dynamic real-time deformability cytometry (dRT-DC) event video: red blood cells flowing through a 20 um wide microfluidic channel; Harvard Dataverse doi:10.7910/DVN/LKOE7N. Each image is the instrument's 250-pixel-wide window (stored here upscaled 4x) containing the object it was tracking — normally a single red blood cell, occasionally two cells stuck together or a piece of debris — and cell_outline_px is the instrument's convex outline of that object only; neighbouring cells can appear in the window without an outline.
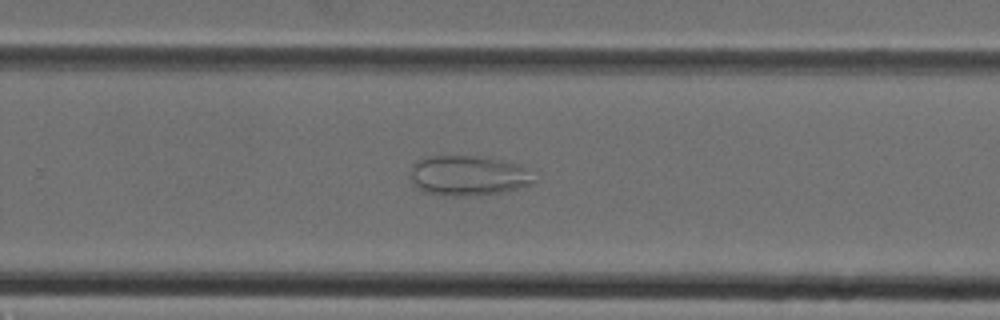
{"species": "Egyptian fruit bat (a non-hibernating species)", "species_latin": "Rousettus aegyptiacus", "temperature_condition": "cold", "stored_images_in_passage": 34, "camera_frame_rate_fps": 3000, "um_per_image_px": 0.085, "animal": {"sex": "female"}, "frame": {"image": 1, "passage_image": 22, "time_ms": 7.0, "image_size_px": [1000, 320], "cell_outline_px": [[536, 184], [500, 192], [476, 196], [440, 196], [420, 192], [416, 188], [412, 180], [412, 164], [428, 156], [476, 156], [500, 160], [520, 164], [536, 180]], "centroid_in_image_um": [39.78, 14.95], "position_along_channel_um": 290.0, "area_um2": 29.07}}
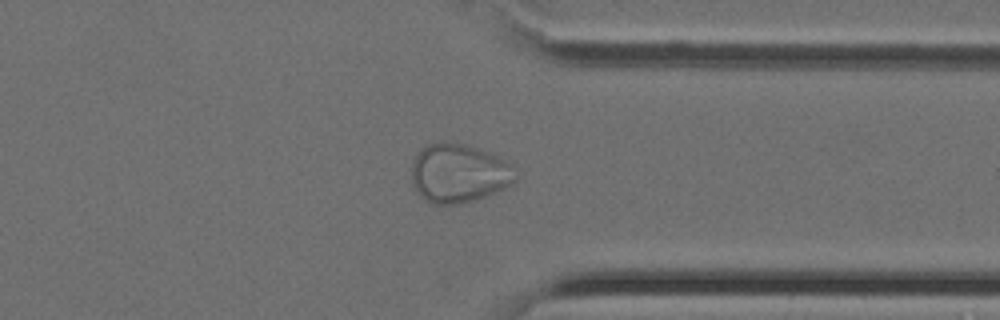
{"frame": {"image": 2, "passage_image": 27, "time_ms": 8.667, "image_size_px": [1000, 320], "cell_outline_px": [[516, 180], [512, 184], [496, 192], [476, 200], [456, 204], [432, 204], [420, 196], [416, 192], [412, 184], [412, 164], [416, 156], [428, 144], [464, 144], [476, 148], [496, 156], [504, 160], [508, 164]], "centroid_in_image_um": [38.96, 14.78], "position_along_channel_um": 372.4, "area_um2": 34.8}}
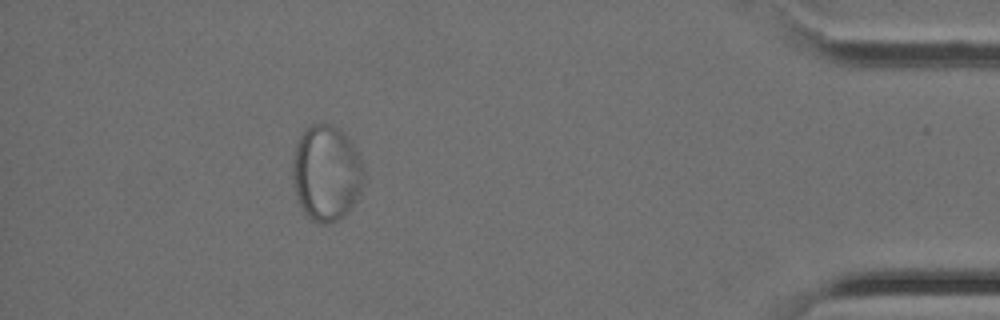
{"frame": {"image": 3, "passage_image": 32, "time_ms": 10.333, "image_size_px": [1000, 320], "cell_outline_px": [[364, 176], [360, 192], [356, 200], [344, 216], [328, 224], [324, 224], [312, 220], [304, 212], [296, 196], [292, 180], [292, 160], [296, 144], [300, 136], [312, 124], [332, 124], [340, 128], [344, 132], [356, 148], [364, 172]], "centroid_in_image_um": [27.73, 14.7], "position_along_channel_um": 407.5, "area_um2": 39.82}}